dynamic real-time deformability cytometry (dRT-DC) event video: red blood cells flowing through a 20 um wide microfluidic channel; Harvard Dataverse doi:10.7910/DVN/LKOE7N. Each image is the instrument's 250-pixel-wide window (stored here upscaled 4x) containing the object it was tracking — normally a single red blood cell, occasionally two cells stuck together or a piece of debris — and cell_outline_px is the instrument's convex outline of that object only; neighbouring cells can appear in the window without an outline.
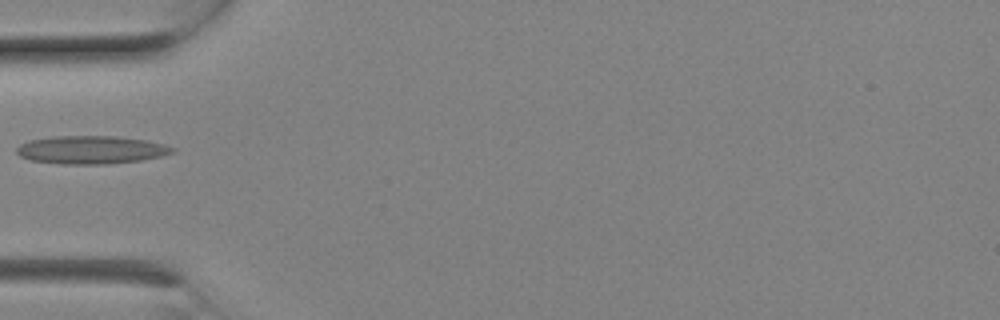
{"species": "Egyptian fruit bat (a non-hibernating species)", "species_latin": "Rousettus aegyptiacus", "temperature_condition": "room temperature", "stored_images_in_passage": 7, "camera_frame_rate_fps": 3000, "um_per_image_px": 0.085, "animal": {"sex": "female"}, "frame": {"image": 1, "passage_image": 4, "time_ms": 1.0, "image_size_px": [1000, 320], "cell_outline_px": [[176, 152], [160, 156], [140, 160], [108, 164], [60, 164], [32, 160], [20, 156], [16, 152], [16, 148], [20, 144], [28, 140], [52, 136], [116, 136], [144, 140], [164, 144], [176, 148]], "centroid_in_image_um": [7.73, 12.73], "position_along_channel_um": 77.3, "area_um2": 25.55}}
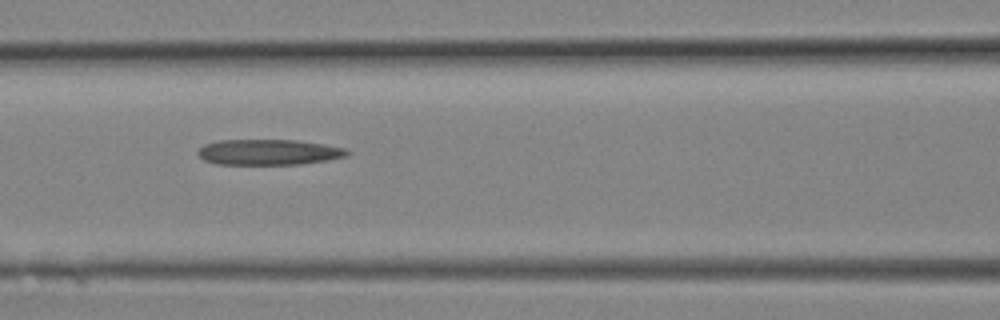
{"frame": {"image": 2, "passage_image": 6, "time_ms": 1.667, "image_size_px": [1000, 320], "cell_outline_px": [[352, 152], [348, 156], [328, 160], [300, 164], [216, 164], [204, 160], [196, 152], [204, 144], [220, 140], [296, 140], [324, 144], [348, 148]], "centroid_in_image_um": [22.89, 12.93], "position_along_channel_um": 143.7, "area_um2": 22.43}}
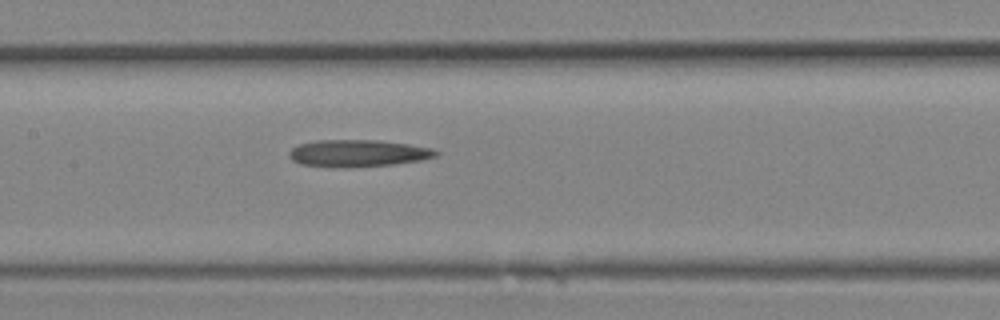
{"frame": {"image": 3, "passage_image": 7, "time_ms": 2.0, "image_size_px": [1000, 320], "cell_outline_px": [[440, 152], [436, 156], [420, 160], [396, 164], [352, 168], [336, 168], [300, 164], [292, 160], [288, 156], [288, 152], [292, 148], [300, 144], [316, 140], [376, 140], [408, 144], [432, 148]], "centroid_in_image_um": [30.4, 13.04], "position_along_channel_um": 177.0, "area_um2": 23.41}}